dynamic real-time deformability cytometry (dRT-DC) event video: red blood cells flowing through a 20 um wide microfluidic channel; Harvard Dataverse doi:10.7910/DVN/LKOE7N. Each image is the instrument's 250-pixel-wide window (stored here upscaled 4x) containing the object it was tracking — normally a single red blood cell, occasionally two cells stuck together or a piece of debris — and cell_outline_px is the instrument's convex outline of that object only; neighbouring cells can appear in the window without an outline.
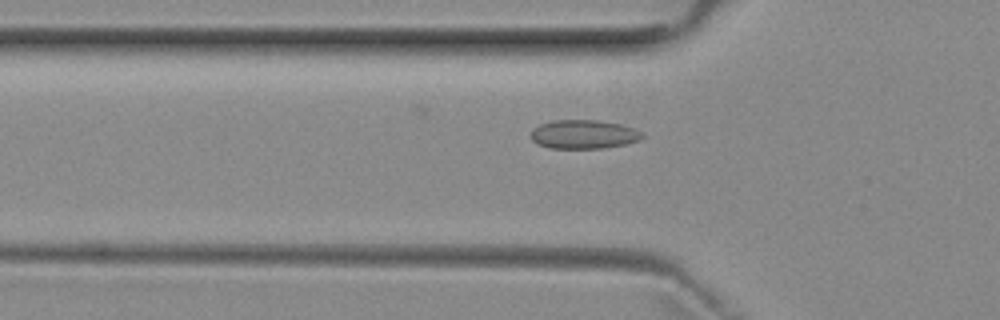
{"species": "common noctule bat (a hibernating species)", "species_latin": "Nyctalus noctula", "temperature_condition": "room temperature", "stored_images_in_passage": 5, "camera_frame_rate_fps": 3000, "um_per_image_px": 0.085, "animal": {"sex": "female", "body_mass_g": 29.2, "forearm_length_mm": 56.3}, "frame": {"image": 1, "passage_image": 4, "time_ms": 4.667, "image_size_px": [1000, 320], "cell_outline_px": [[644, 136], [640, 140], [624, 144], [604, 148], [548, 148], [532, 140], [532, 128], [540, 124], [552, 120], [600, 120], [620, 124], [644, 132]], "centroid_in_image_um": [49.63, 11.41], "position_along_channel_um": 76.2, "area_um2": 18.73}}
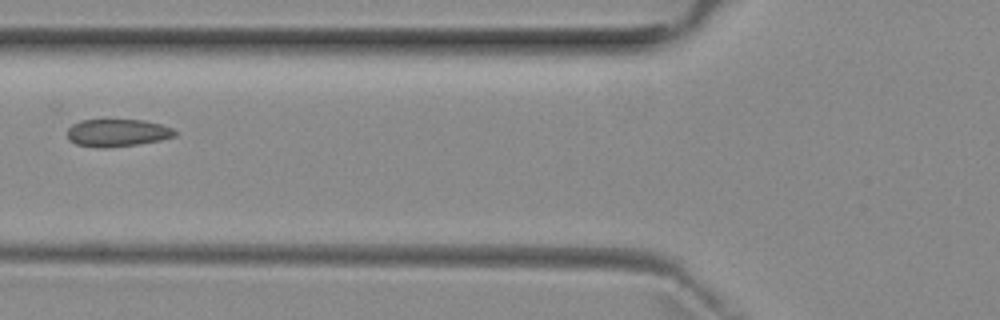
{"frame": {"image": 2, "passage_image": 5, "time_ms": 5.667, "image_size_px": [1000, 320], "cell_outline_px": [[176, 136], [160, 140], [136, 144], [108, 148], [100, 148], [76, 144], [68, 140], [68, 128], [72, 124], [80, 120], [144, 120], [160, 124], [172, 128], [176, 132]], "centroid_in_image_um": [9.95, 11.29], "position_along_channel_um": 115.8, "area_um2": 17.22}}